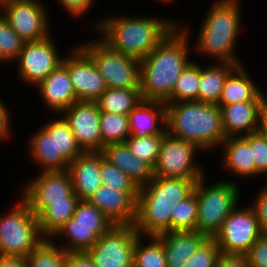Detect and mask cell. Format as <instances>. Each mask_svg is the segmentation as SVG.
<instances>
[{
  "mask_svg": "<svg viewBox=\"0 0 267 267\" xmlns=\"http://www.w3.org/2000/svg\"><path fill=\"white\" fill-rule=\"evenodd\" d=\"M199 152L203 151L195 144L166 133L154 167V176L185 179H199L205 176L204 169L195 160Z\"/></svg>",
  "mask_w": 267,
  "mask_h": 267,
  "instance_id": "10",
  "label": "cell"
},
{
  "mask_svg": "<svg viewBox=\"0 0 267 267\" xmlns=\"http://www.w3.org/2000/svg\"><path fill=\"white\" fill-rule=\"evenodd\" d=\"M197 210V198L193 190L173 207L171 211V232L195 231L198 219Z\"/></svg>",
  "mask_w": 267,
  "mask_h": 267,
  "instance_id": "35",
  "label": "cell"
},
{
  "mask_svg": "<svg viewBox=\"0 0 267 267\" xmlns=\"http://www.w3.org/2000/svg\"><path fill=\"white\" fill-rule=\"evenodd\" d=\"M201 80V65L194 60L176 81L175 89L165 102L197 101Z\"/></svg>",
  "mask_w": 267,
  "mask_h": 267,
  "instance_id": "32",
  "label": "cell"
},
{
  "mask_svg": "<svg viewBox=\"0 0 267 267\" xmlns=\"http://www.w3.org/2000/svg\"><path fill=\"white\" fill-rule=\"evenodd\" d=\"M249 73L244 63L238 65L228 75L217 105H229L245 101H264V92Z\"/></svg>",
  "mask_w": 267,
  "mask_h": 267,
  "instance_id": "26",
  "label": "cell"
},
{
  "mask_svg": "<svg viewBox=\"0 0 267 267\" xmlns=\"http://www.w3.org/2000/svg\"><path fill=\"white\" fill-rule=\"evenodd\" d=\"M78 46L92 59L107 88H140V60L112 50L100 38Z\"/></svg>",
  "mask_w": 267,
  "mask_h": 267,
  "instance_id": "8",
  "label": "cell"
},
{
  "mask_svg": "<svg viewBox=\"0 0 267 267\" xmlns=\"http://www.w3.org/2000/svg\"><path fill=\"white\" fill-rule=\"evenodd\" d=\"M250 144L252 155L255 163V178L266 177L267 183V141L259 133H251L243 136Z\"/></svg>",
  "mask_w": 267,
  "mask_h": 267,
  "instance_id": "42",
  "label": "cell"
},
{
  "mask_svg": "<svg viewBox=\"0 0 267 267\" xmlns=\"http://www.w3.org/2000/svg\"><path fill=\"white\" fill-rule=\"evenodd\" d=\"M263 97H264V110L267 112V92L266 95L265 93H263Z\"/></svg>",
  "mask_w": 267,
  "mask_h": 267,
  "instance_id": "51",
  "label": "cell"
},
{
  "mask_svg": "<svg viewBox=\"0 0 267 267\" xmlns=\"http://www.w3.org/2000/svg\"><path fill=\"white\" fill-rule=\"evenodd\" d=\"M198 179L154 176L139 187L135 229L142 236H157L171 232V211L194 189Z\"/></svg>",
  "mask_w": 267,
  "mask_h": 267,
  "instance_id": "4",
  "label": "cell"
},
{
  "mask_svg": "<svg viewBox=\"0 0 267 267\" xmlns=\"http://www.w3.org/2000/svg\"><path fill=\"white\" fill-rule=\"evenodd\" d=\"M217 1H237V2H239V0H217Z\"/></svg>",
  "mask_w": 267,
  "mask_h": 267,
  "instance_id": "53",
  "label": "cell"
},
{
  "mask_svg": "<svg viewBox=\"0 0 267 267\" xmlns=\"http://www.w3.org/2000/svg\"><path fill=\"white\" fill-rule=\"evenodd\" d=\"M187 28L188 25L178 19V26L140 60L143 100L165 102L174 91L181 73L193 61L189 58L191 35Z\"/></svg>",
  "mask_w": 267,
  "mask_h": 267,
  "instance_id": "1",
  "label": "cell"
},
{
  "mask_svg": "<svg viewBox=\"0 0 267 267\" xmlns=\"http://www.w3.org/2000/svg\"><path fill=\"white\" fill-rule=\"evenodd\" d=\"M35 88L42 97L48 111L57 116L74 103L78 102L67 67L61 63Z\"/></svg>",
  "mask_w": 267,
  "mask_h": 267,
  "instance_id": "19",
  "label": "cell"
},
{
  "mask_svg": "<svg viewBox=\"0 0 267 267\" xmlns=\"http://www.w3.org/2000/svg\"><path fill=\"white\" fill-rule=\"evenodd\" d=\"M6 103H3L0 99V143L3 141H6L7 139L11 138L12 132V127H11V112L6 106ZM9 110V111H8Z\"/></svg>",
  "mask_w": 267,
  "mask_h": 267,
  "instance_id": "46",
  "label": "cell"
},
{
  "mask_svg": "<svg viewBox=\"0 0 267 267\" xmlns=\"http://www.w3.org/2000/svg\"><path fill=\"white\" fill-rule=\"evenodd\" d=\"M53 33L40 41L25 42L14 61L17 62L18 77L25 85L36 87L63 61V56L57 48Z\"/></svg>",
  "mask_w": 267,
  "mask_h": 267,
  "instance_id": "12",
  "label": "cell"
},
{
  "mask_svg": "<svg viewBox=\"0 0 267 267\" xmlns=\"http://www.w3.org/2000/svg\"><path fill=\"white\" fill-rule=\"evenodd\" d=\"M100 130L102 135V150L105 145L125 143L131 135L128 115L101 112Z\"/></svg>",
  "mask_w": 267,
  "mask_h": 267,
  "instance_id": "34",
  "label": "cell"
},
{
  "mask_svg": "<svg viewBox=\"0 0 267 267\" xmlns=\"http://www.w3.org/2000/svg\"><path fill=\"white\" fill-rule=\"evenodd\" d=\"M100 114L98 104L90 101H78L60 114L84 152L102 151Z\"/></svg>",
  "mask_w": 267,
  "mask_h": 267,
  "instance_id": "16",
  "label": "cell"
},
{
  "mask_svg": "<svg viewBox=\"0 0 267 267\" xmlns=\"http://www.w3.org/2000/svg\"><path fill=\"white\" fill-rule=\"evenodd\" d=\"M134 225H114L87 251L95 267H133L136 238Z\"/></svg>",
  "mask_w": 267,
  "mask_h": 267,
  "instance_id": "13",
  "label": "cell"
},
{
  "mask_svg": "<svg viewBox=\"0 0 267 267\" xmlns=\"http://www.w3.org/2000/svg\"><path fill=\"white\" fill-rule=\"evenodd\" d=\"M0 12L25 42L40 41L51 35V23L43 0H5Z\"/></svg>",
  "mask_w": 267,
  "mask_h": 267,
  "instance_id": "9",
  "label": "cell"
},
{
  "mask_svg": "<svg viewBox=\"0 0 267 267\" xmlns=\"http://www.w3.org/2000/svg\"><path fill=\"white\" fill-rule=\"evenodd\" d=\"M64 267H95L87 252H66Z\"/></svg>",
  "mask_w": 267,
  "mask_h": 267,
  "instance_id": "47",
  "label": "cell"
},
{
  "mask_svg": "<svg viewBox=\"0 0 267 267\" xmlns=\"http://www.w3.org/2000/svg\"><path fill=\"white\" fill-rule=\"evenodd\" d=\"M29 135L27 146L34 163L43 171L68 170L69 162L62 156L57 155L56 144V119L44 122L42 127Z\"/></svg>",
  "mask_w": 267,
  "mask_h": 267,
  "instance_id": "17",
  "label": "cell"
},
{
  "mask_svg": "<svg viewBox=\"0 0 267 267\" xmlns=\"http://www.w3.org/2000/svg\"><path fill=\"white\" fill-rule=\"evenodd\" d=\"M245 256L250 267H267V234H262Z\"/></svg>",
  "mask_w": 267,
  "mask_h": 267,
  "instance_id": "43",
  "label": "cell"
},
{
  "mask_svg": "<svg viewBox=\"0 0 267 267\" xmlns=\"http://www.w3.org/2000/svg\"><path fill=\"white\" fill-rule=\"evenodd\" d=\"M102 184L120 192H139V187L122 170L111 164L104 158L101 152V171Z\"/></svg>",
  "mask_w": 267,
  "mask_h": 267,
  "instance_id": "38",
  "label": "cell"
},
{
  "mask_svg": "<svg viewBox=\"0 0 267 267\" xmlns=\"http://www.w3.org/2000/svg\"><path fill=\"white\" fill-rule=\"evenodd\" d=\"M16 32L10 27L8 20L0 12V63L6 64L14 62L24 45Z\"/></svg>",
  "mask_w": 267,
  "mask_h": 267,
  "instance_id": "37",
  "label": "cell"
},
{
  "mask_svg": "<svg viewBox=\"0 0 267 267\" xmlns=\"http://www.w3.org/2000/svg\"><path fill=\"white\" fill-rule=\"evenodd\" d=\"M26 261L27 267H64L66 251L51 238H45L28 254Z\"/></svg>",
  "mask_w": 267,
  "mask_h": 267,
  "instance_id": "33",
  "label": "cell"
},
{
  "mask_svg": "<svg viewBox=\"0 0 267 267\" xmlns=\"http://www.w3.org/2000/svg\"><path fill=\"white\" fill-rule=\"evenodd\" d=\"M258 132L267 141V112L265 110L262 111L260 116Z\"/></svg>",
  "mask_w": 267,
  "mask_h": 267,
  "instance_id": "50",
  "label": "cell"
},
{
  "mask_svg": "<svg viewBox=\"0 0 267 267\" xmlns=\"http://www.w3.org/2000/svg\"><path fill=\"white\" fill-rule=\"evenodd\" d=\"M79 198H66V201L51 202L38 216L42 235L51 238L71 217H73Z\"/></svg>",
  "mask_w": 267,
  "mask_h": 267,
  "instance_id": "30",
  "label": "cell"
},
{
  "mask_svg": "<svg viewBox=\"0 0 267 267\" xmlns=\"http://www.w3.org/2000/svg\"><path fill=\"white\" fill-rule=\"evenodd\" d=\"M206 175L199 178L194 186L198 204L196 231L214 238L220 231L224 220L238 206L241 198L238 183L221 179L206 184ZM239 186V187H238Z\"/></svg>",
  "mask_w": 267,
  "mask_h": 267,
  "instance_id": "6",
  "label": "cell"
},
{
  "mask_svg": "<svg viewBox=\"0 0 267 267\" xmlns=\"http://www.w3.org/2000/svg\"><path fill=\"white\" fill-rule=\"evenodd\" d=\"M74 48V49H73ZM63 57L78 101L95 102L107 89L105 80L92 59L78 46Z\"/></svg>",
  "mask_w": 267,
  "mask_h": 267,
  "instance_id": "15",
  "label": "cell"
},
{
  "mask_svg": "<svg viewBox=\"0 0 267 267\" xmlns=\"http://www.w3.org/2000/svg\"><path fill=\"white\" fill-rule=\"evenodd\" d=\"M56 144L57 155H62L69 163L84 152L76 142L75 135L68 123L61 115L56 118Z\"/></svg>",
  "mask_w": 267,
  "mask_h": 267,
  "instance_id": "39",
  "label": "cell"
},
{
  "mask_svg": "<svg viewBox=\"0 0 267 267\" xmlns=\"http://www.w3.org/2000/svg\"><path fill=\"white\" fill-rule=\"evenodd\" d=\"M164 103L166 131L170 136L191 142L204 152L215 151L226 139L221 108L217 104L199 101Z\"/></svg>",
  "mask_w": 267,
  "mask_h": 267,
  "instance_id": "5",
  "label": "cell"
},
{
  "mask_svg": "<svg viewBox=\"0 0 267 267\" xmlns=\"http://www.w3.org/2000/svg\"><path fill=\"white\" fill-rule=\"evenodd\" d=\"M72 225L114 226V223L88 200H79L72 217Z\"/></svg>",
  "mask_w": 267,
  "mask_h": 267,
  "instance_id": "40",
  "label": "cell"
},
{
  "mask_svg": "<svg viewBox=\"0 0 267 267\" xmlns=\"http://www.w3.org/2000/svg\"><path fill=\"white\" fill-rule=\"evenodd\" d=\"M220 254V248L216 241L208 238L183 267H217Z\"/></svg>",
  "mask_w": 267,
  "mask_h": 267,
  "instance_id": "41",
  "label": "cell"
},
{
  "mask_svg": "<svg viewBox=\"0 0 267 267\" xmlns=\"http://www.w3.org/2000/svg\"><path fill=\"white\" fill-rule=\"evenodd\" d=\"M113 226L72 225V217L51 237L53 241L61 239L59 246L66 252H87L98 239ZM67 241V242H66ZM62 243V245H61Z\"/></svg>",
  "mask_w": 267,
  "mask_h": 267,
  "instance_id": "27",
  "label": "cell"
},
{
  "mask_svg": "<svg viewBox=\"0 0 267 267\" xmlns=\"http://www.w3.org/2000/svg\"><path fill=\"white\" fill-rule=\"evenodd\" d=\"M0 267H27L26 258L0 255Z\"/></svg>",
  "mask_w": 267,
  "mask_h": 267,
  "instance_id": "49",
  "label": "cell"
},
{
  "mask_svg": "<svg viewBox=\"0 0 267 267\" xmlns=\"http://www.w3.org/2000/svg\"><path fill=\"white\" fill-rule=\"evenodd\" d=\"M262 234L253 209L239 205L224 220L213 239L222 254L245 255Z\"/></svg>",
  "mask_w": 267,
  "mask_h": 267,
  "instance_id": "11",
  "label": "cell"
},
{
  "mask_svg": "<svg viewBox=\"0 0 267 267\" xmlns=\"http://www.w3.org/2000/svg\"><path fill=\"white\" fill-rule=\"evenodd\" d=\"M101 151L83 152L68 167L74 193L79 200H88L101 187Z\"/></svg>",
  "mask_w": 267,
  "mask_h": 267,
  "instance_id": "21",
  "label": "cell"
},
{
  "mask_svg": "<svg viewBox=\"0 0 267 267\" xmlns=\"http://www.w3.org/2000/svg\"><path fill=\"white\" fill-rule=\"evenodd\" d=\"M260 188L249 206L253 209L263 234H267V183Z\"/></svg>",
  "mask_w": 267,
  "mask_h": 267,
  "instance_id": "44",
  "label": "cell"
},
{
  "mask_svg": "<svg viewBox=\"0 0 267 267\" xmlns=\"http://www.w3.org/2000/svg\"><path fill=\"white\" fill-rule=\"evenodd\" d=\"M95 2L97 0H57L59 6L75 19L86 16Z\"/></svg>",
  "mask_w": 267,
  "mask_h": 267,
  "instance_id": "45",
  "label": "cell"
},
{
  "mask_svg": "<svg viewBox=\"0 0 267 267\" xmlns=\"http://www.w3.org/2000/svg\"><path fill=\"white\" fill-rule=\"evenodd\" d=\"M13 205L0 215V255L26 258L45 237L38 217L21 196Z\"/></svg>",
  "mask_w": 267,
  "mask_h": 267,
  "instance_id": "7",
  "label": "cell"
},
{
  "mask_svg": "<svg viewBox=\"0 0 267 267\" xmlns=\"http://www.w3.org/2000/svg\"><path fill=\"white\" fill-rule=\"evenodd\" d=\"M111 14L94 23L95 34L112 50L138 60L146 57L178 26V19L163 16Z\"/></svg>",
  "mask_w": 267,
  "mask_h": 267,
  "instance_id": "2",
  "label": "cell"
},
{
  "mask_svg": "<svg viewBox=\"0 0 267 267\" xmlns=\"http://www.w3.org/2000/svg\"><path fill=\"white\" fill-rule=\"evenodd\" d=\"M139 192H120L102 185L88 201L104 213L114 225H134Z\"/></svg>",
  "mask_w": 267,
  "mask_h": 267,
  "instance_id": "18",
  "label": "cell"
},
{
  "mask_svg": "<svg viewBox=\"0 0 267 267\" xmlns=\"http://www.w3.org/2000/svg\"><path fill=\"white\" fill-rule=\"evenodd\" d=\"M139 235L136 238L133 267H167L162 242L156 236ZM145 243V244H144Z\"/></svg>",
  "mask_w": 267,
  "mask_h": 267,
  "instance_id": "31",
  "label": "cell"
},
{
  "mask_svg": "<svg viewBox=\"0 0 267 267\" xmlns=\"http://www.w3.org/2000/svg\"><path fill=\"white\" fill-rule=\"evenodd\" d=\"M21 197L38 217L51 202L78 198L74 193L68 170L38 172L21 190Z\"/></svg>",
  "mask_w": 267,
  "mask_h": 267,
  "instance_id": "14",
  "label": "cell"
},
{
  "mask_svg": "<svg viewBox=\"0 0 267 267\" xmlns=\"http://www.w3.org/2000/svg\"><path fill=\"white\" fill-rule=\"evenodd\" d=\"M155 1V0H154ZM156 1H158V2H160V3H164L165 5H169L170 3H172L173 2V0H156Z\"/></svg>",
  "mask_w": 267,
  "mask_h": 267,
  "instance_id": "52",
  "label": "cell"
},
{
  "mask_svg": "<svg viewBox=\"0 0 267 267\" xmlns=\"http://www.w3.org/2000/svg\"><path fill=\"white\" fill-rule=\"evenodd\" d=\"M163 244L167 267H183L208 239L198 231L165 232L156 236Z\"/></svg>",
  "mask_w": 267,
  "mask_h": 267,
  "instance_id": "22",
  "label": "cell"
},
{
  "mask_svg": "<svg viewBox=\"0 0 267 267\" xmlns=\"http://www.w3.org/2000/svg\"><path fill=\"white\" fill-rule=\"evenodd\" d=\"M164 135L165 134H155L147 137L130 135L125 143L133 155L140 160L146 161L154 168L158 160Z\"/></svg>",
  "mask_w": 267,
  "mask_h": 267,
  "instance_id": "36",
  "label": "cell"
},
{
  "mask_svg": "<svg viewBox=\"0 0 267 267\" xmlns=\"http://www.w3.org/2000/svg\"><path fill=\"white\" fill-rule=\"evenodd\" d=\"M133 136L166 134V106L161 101L142 100L128 115Z\"/></svg>",
  "mask_w": 267,
  "mask_h": 267,
  "instance_id": "23",
  "label": "cell"
},
{
  "mask_svg": "<svg viewBox=\"0 0 267 267\" xmlns=\"http://www.w3.org/2000/svg\"><path fill=\"white\" fill-rule=\"evenodd\" d=\"M142 100L140 88H107L95 102L101 112L129 115Z\"/></svg>",
  "mask_w": 267,
  "mask_h": 267,
  "instance_id": "29",
  "label": "cell"
},
{
  "mask_svg": "<svg viewBox=\"0 0 267 267\" xmlns=\"http://www.w3.org/2000/svg\"><path fill=\"white\" fill-rule=\"evenodd\" d=\"M101 152L107 161L126 173L138 187L149 183L154 177V168L133 155L126 143L105 145Z\"/></svg>",
  "mask_w": 267,
  "mask_h": 267,
  "instance_id": "25",
  "label": "cell"
},
{
  "mask_svg": "<svg viewBox=\"0 0 267 267\" xmlns=\"http://www.w3.org/2000/svg\"><path fill=\"white\" fill-rule=\"evenodd\" d=\"M237 1L213 0L205 12L197 32L192 51L216 62L243 64L236 54L237 42L242 32V9ZM204 19V20H203Z\"/></svg>",
  "mask_w": 267,
  "mask_h": 267,
  "instance_id": "3",
  "label": "cell"
},
{
  "mask_svg": "<svg viewBox=\"0 0 267 267\" xmlns=\"http://www.w3.org/2000/svg\"><path fill=\"white\" fill-rule=\"evenodd\" d=\"M223 151L221 164L226 173L244 180L255 179V163L249 142L243 137H228L218 149ZM246 178V179H245Z\"/></svg>",
  "mask_w": 267,
  "mask_h": 267,
  "instance_id": "24",
  "label": "cell"
},
{
  "mask_svg": "<svg viewBox=\"0 0 267 267\" xmlns=\"http://www.w3.org/2000/svg\"><path fill=\"white\" fill-rule=\"evenodd\" d=\"M217 267H250L245 255L220 254Z\"/></svg>",
  "mask_w": 267,
  "mask_h": 267,
  "instance_id": "48",
  "label": "cell"
},
{
  "mask_svg": "<svg viewBox=\"0 0 267 267\" xmlns=\"http://www.w3.org/2000/svg\"><path fill=\"white\" fill-rule=\"evenodd\" d=\"M218 106L221 108L225 138L258 132L264 101H245Z\"/></svg>",
  "mask_w": 267,
  "mask_h": 267,
  "instance_id": "20",
  "label": "cell"
},
{
  "mask_svg": "<svg viewBox=\"0 0 267 267\" xmlns=\"http://www.w3.org/2000/svg\"><path fill=\"white\" fill-rule=\"evenodd\" d=\"M240 64L215 62L201 66L197 101L218 104L228 75Z\"/></svg>",
  "mask_w": 267,
  "mask_h": 267,
  "instance_id": "28",
  "label": "cell"
}]
</instances>
